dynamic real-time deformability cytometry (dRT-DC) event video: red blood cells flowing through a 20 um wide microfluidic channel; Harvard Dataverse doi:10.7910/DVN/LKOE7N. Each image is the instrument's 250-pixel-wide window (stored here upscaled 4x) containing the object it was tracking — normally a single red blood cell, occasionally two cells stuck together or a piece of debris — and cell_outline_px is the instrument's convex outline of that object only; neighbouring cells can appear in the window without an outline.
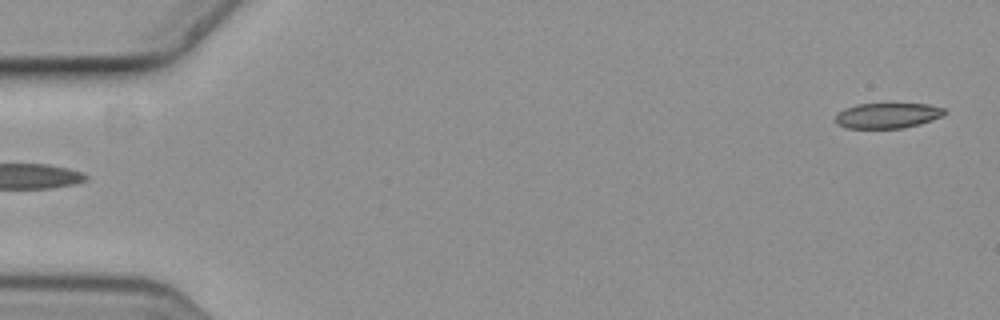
{"species": "common noctule bat (a hibernating species)", "species_latin": "Nyctalus noctula", "temperature_condition": "cold", "stored_images_in_passage": 4, "segment_of_instrument_passage": [2, 2], "camera_frame_rate_fps": 3000, "um_per_image_px": 0.085, "animal": {"sex": "female", "body_mass_g": 19.3, "forearm_length_mm": 54.1}, "frame": {"image": 1, "passage_image": 4, "time_ms": 1.0, "image_size_px": [1000, 320], "cell_outline_px": [[948, 112], [944, 116], [920, 124], [904, 128], [844, 128], [836, 124], [836, 112], [844, 108], [856, 104], [928, 104], [944, 108]], "centroid_in_image_um": [75.44, 9.82], "position_along_channel_um": 9.6, "area_um2": 16.36}}